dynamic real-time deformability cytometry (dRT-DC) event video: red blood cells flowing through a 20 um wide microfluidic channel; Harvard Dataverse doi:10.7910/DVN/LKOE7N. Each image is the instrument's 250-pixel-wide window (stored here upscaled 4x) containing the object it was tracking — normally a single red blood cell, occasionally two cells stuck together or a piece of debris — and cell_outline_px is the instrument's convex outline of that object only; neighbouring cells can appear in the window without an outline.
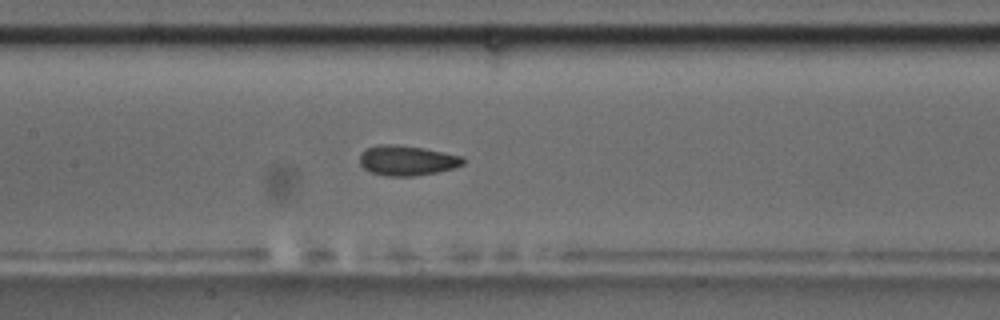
{"species": "common noctule bat (a hibernating species)", "species_latin": "Nyctalus noctula", "temperature_condition": "room temperature", "stored_images_in_passage": 51, "camera_frame_rate_fps": 3000, "um_per_image_px": 0.085, "animal": {"sex": "male", "body_mass_g": 17.5, "forearm_length_mm": 52.3}, "frame": {"image": 1, "passage_image": 22, "time_ms": 7.0, "image_size_px": [1000, 320], "cell_outline_px": [[464, 164], [452, 168], [436, 172], [412, 176], [388, 176], [372, 172], [364, 168], [360, 164], [360, 152], [368, 148], [380, 144], [396, 144], [424, 148], [464, 156]], "centroid_in_image_um": [34.6, 13.63], "position_along_channel_um": 172.8, "area_um2": 18.03}, "authors_computed_cell_mechanics": {"area_um2": 18.0336, "velocity_mm_per_s": 3.714, "shape_relaxation_time_tau1_ms": 2.9949, "shape_relaxation_time_tau2_ms": 0.9993, "deformation_change_tau1": 0.109, "deformation_change_tau2": 0.0722}}